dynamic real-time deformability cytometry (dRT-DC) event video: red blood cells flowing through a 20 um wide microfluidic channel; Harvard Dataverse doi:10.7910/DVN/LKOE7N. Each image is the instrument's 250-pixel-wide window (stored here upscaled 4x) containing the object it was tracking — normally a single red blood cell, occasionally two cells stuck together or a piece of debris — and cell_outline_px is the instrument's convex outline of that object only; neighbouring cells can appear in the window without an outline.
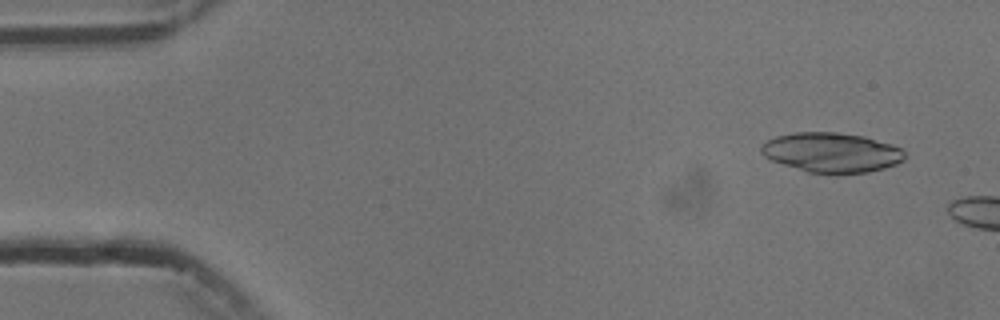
{"species": "common noctule bat (a hibernating species)", "species_latin": "Nyctalus noctula", "temperature_condition": "cold", "stored_images_in_passage": 3, "camera_frame_rate_fps": 3000, "um_per_image_px": 0.085, "animal": {"sex": "male", "body_mass_g": 13.3}, "frame": {"image": 1, "passage_image": 1, "time_ms": 0.0, "image_size_px": [1000, 320], "cell_outline_px": [[904, 160], [896, 164], [884, 168], [868, 172], [836, 176], [808, 172], [772, 160], [764, 156], [760, 152], [760, 144], [776, 136], [796, 132], [836, 132], [864, 136], [892, 144], [900, 148], [904, 152]], "centroid_in_image_um": [70.68, 12.98], "position_along_channel_um": 14.3, "area_um2": 33.7}}